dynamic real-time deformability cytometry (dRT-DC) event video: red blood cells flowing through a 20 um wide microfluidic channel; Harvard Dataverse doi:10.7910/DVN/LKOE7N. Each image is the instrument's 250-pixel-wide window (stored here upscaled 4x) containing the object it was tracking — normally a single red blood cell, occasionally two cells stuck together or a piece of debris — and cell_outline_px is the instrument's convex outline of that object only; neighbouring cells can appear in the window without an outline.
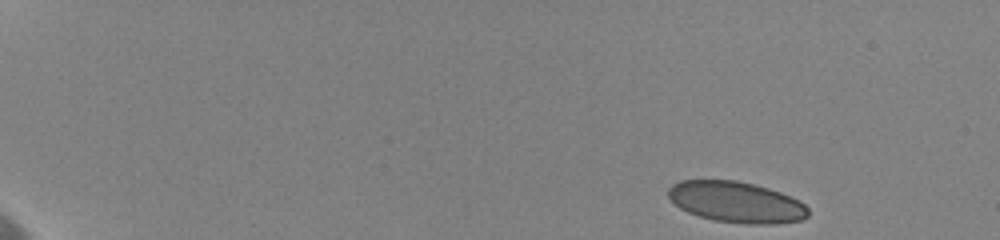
{"species": "human", "species_latin": "Homo sapiens", "temperature_condition": "cold", "stored_images_in_passage": 39, "camera_frame_rate_fps": 3000, "um_per_image_px": 0.085, "donor": {"sex": "female"}, "frame": {"image": 1, "passage_image": 1, "time_ms": 0.0, "image_size_px": [1000, 240], "cell_outline_px": [[808, 216], [800, 220], [776, 224], [744, 224], [712, 220], [688, 212], [680, 208], [668, 196], [668, 188], [672, 184], [680, 180], [736, 180], [768, 188], [780, 192], [800, 200], [808, 208]], "centroid_in_image_um": [62.59, 17.18], "position_along_channel_um": 22.4, "area_um2": 33.47}}
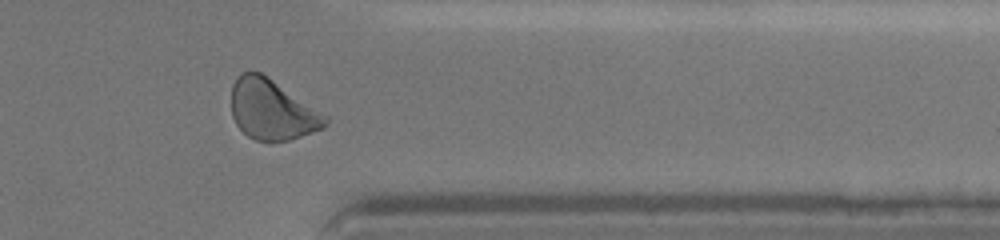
{"frame": {"image": 2, "passage_image": 37, "time_ms": 14.333, "image_size_px": [1000, 240], "cell_outline_px": [[328, 124], [324, 128], [288, 140], [256, 140], [248, 136], [236, 124], [232, 116], [232, 84], [236, 76], [240, 72], [260, 72], [268, 76], [328, 116]], "centroid_in_image_um": [23.12, 9.3], "position_along_channel_um": 388.3, "area_um2": 32.83}}
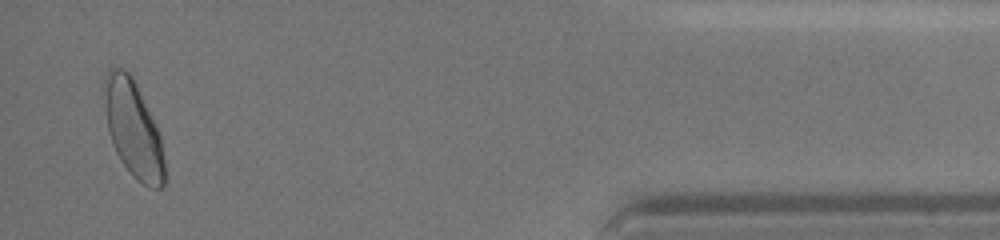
{"frame": {"image": 3, "passage_image": 39, "time_ms": 16.667, "image_size_px": [1000, 240], "cell_outline_px": [[164, 184], [160, 188], [148, 188], [132, 176], [120, 160], [112, 144], [108, 128], [104, 104], [104, 76], [108, 68], [124, 68], [132, 76], [160, 136], [164, 160]], "centroid_in_image_um": [11.3, 10.97], "position_along_channel_um": 423.9, "area_um2": 33.52}, "authors_computed_cell_mechanics": {"area_um2": 33.6396, "velocity_mm_per_s": 3.5799, "shape_relaxation_time_tau1_ms": 3.6056, "shape_relaxation_time_tau2_ms": null, "deformation_change_tau1": 0.0885, "deformation_change_tau2": null}}